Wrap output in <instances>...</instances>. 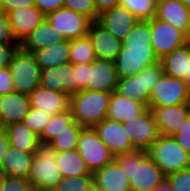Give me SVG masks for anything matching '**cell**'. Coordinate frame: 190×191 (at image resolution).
Segmentation results:
<instances>
[{
  "label": "cell",
  "mask_w": 190,
  "mask_h": 191,
  "mask_svg": "<svg viewBox=\"0 0 190 191\" xmlns=\"http://www.w3.org/2000/svg\"><path fill=\"white\" fill-rule=\"evenodd\" d=\"M151 20L139 21L122 41L115 66L119 79L138 74L142 69L157 62L152 44Z\"/></svg>",
  "instance_id": "obj_1"
},
{
  "label": "cell",
  "mask_w": 190,
  "mask_h": 191,
  "mask_svg": "<svg viewBox=\"0 0 190 191\" xmlns=\"http://www.w3.org/2000/svg\"><path fill=\"white\" fill-rule=\"evenodd\" d=\"M114 160L130 179L131 191H154L165 177L146 150H134Z\"/></svg>",
  "instance_id": "obj_2"
},
{
  "label": "cell",
  "mask_w": 190,
  "mask_h": 191,
  "mask_svg": "<svg viewBox=\"0 0 190 191\" xmlns=\"http://www.w3.org/2000/svg\"><path fill=\"white\" fill-rule=\"evenodd\" d=\"M112 92L81 90L70 97L73 119L82 127H94L107 118Z\"/></svg>",
  "instance_id": "obj_3"
},
{
  "label": "cell",
  "mask_w": 190,
  "mask_h": 191,
  "mask_svg": "<svg viewBox=\"0 0 190 191\" xmlns=\"http://www.w3.org/2000/svg\"><path fill=\"white\" fill-rule=\"evenodd\" d=\"M57 151L49 144H40L33 156L28 180L35 191L54 190L61 181Z\"/></svg>",
  "instance_id": "obj_4"
},
{
  "label": "cell",
  "mask_w": 190,
  "mask_h": 191,
  "mask_svg": "<svg viewBox=\"0 0 190 191\" xmlns=\"http://www.w3.org/2000/svg\"><path fill=\"white\" fill-rule=\"evenodd\" d=\"M147 152L165 176L190 167V154L174 137L159 135Z\"/></svg>",
  "instance_id": "obj_5"
},
{
  "label": "cell",
  "mask_w": 190,
  "mask_h": 191,
  "mask_svg": "<svg viewBox=\"0 0 190 191\" xmlns=\"http://www.w3.org/2000/svg\"><path fill=\"white\" fill-rule=\"evenodd\" d=\"M161 62L142 69L138 74L126 79H119L116 91L149 107L150 95L163 75Z\"/></svg>",
  "instance_id": "obj_6"
},
{
  "label": "cell",
  "mask_w": 190,
  "mask_h": 191,
  "mask_svg": "<svg viewBox=\"0 0 190 191\" xmlns=\"http://www.w3.org/2000/svg\"><path fill=\"white\" fill-rule=\"evenodd\" d=\"M14 91L29 95L40 85L42 68L33 53L19 48L8 65Z\"/></svg>",
  "instance_id": "obj_7"
},
{
  "label": "cell",
  "mask_w": 190,
  "mask_h": 191,
  "mask_svg": "<svg viewBox=\"0 0 190 191\" xmlns=\"http://www.w3.org/2000/svg\"><path fill=\"white\" fill-rule=\"evenodd\" d=\"M77 151L91 173L101 169L114 159V156L93 127L82 128L78 136Z\"/></svg>",
  "instance_id": "obj_8"
},
{
  "label": "cell",
  "mask_w": 190,
  "mask_h": 191,
  "mask_svg": "<svg viewBox=\"0 0 190 191\" xmlns=\"http://www.w3.org/2000/svg\"><path fill=\"white\" fill-rule=\"evenodd\" d=\"M190 103V87L181 79L163 74L150 95L149 107Z\"/></svg>",
  "instance_id": "obj_9"
},
{
  "label": "cell",
  "mask_w": 190,
  "mask_h": 191,
  "mask_svg": "<svg viewBox=\"0 0 190 191\" xmlns=\"http://www.w3.org/2000/svg\"><path fill=\"white\" fill-rule=\"evenodd\" d=\"M122 124L132 146L136 150L147 151L159 136L154 115L149 107L139 116Z\"/></svg>",
  "instance_id": "obj_10"
},
{
  "label": "cell",
  "mask_w": 190,
  "mask_h": 191,
  "mask_svg": "<svg viewBox=\"0 0 190 191\" xmlns=\"http://www.w3.org/2000/svg\"><path fill=\"white\" fill-rule=\"evenodd\" d=\"M46 19L57 33H61L68 40L87 35L92 22L86 16L64 7L48 14Z\"/></svg>",
  "instance_id": "obj_11"
},
{
  "label": "cell",
  "mask_w": 190,
  "mask_h": 191,
  "mask_svg": "<svg viewBox=\"0 0 190 191\" xmlns=\"http://www.w3.org/2000/svg\"><path fill=\"white\" fill-rule=\"evenodd\" d=\"M152 48L160 60L185 44V35L173 25L155 17L151 19Z\"/></svg>",
  "instance_id": "obj_12"
},
{
  "label": "cell",
  "mask_w": 190,
  "mask_h": 191,
  "mask_svg": "<svg viewBox=\"0 0 190 191\" xmlns=\"http://www.w3.org/2000/svg\"><path fill=\"white\" fill-rule=\"evenodd\" d=\"M40 86L65 93L68 97L78 93L76 71L72 63L42 68Z\"/></svg>",
  "instance_id": "obj_13"
},
{
  "label": "cell",
  "mask_w": 190,
  "mask_h": 191,
  "mask_svg": "<svg viewBox=\"0 0 190 191\" xmlns=\"http://www.w3.org/2000/svg\"><path fill=\"white\" fill-rule=\"evenodd\" d=\"M93 128L114 157L136 150L122 123L105 118Z\"/></svg>",
  "instance_id": "obj_14"
},
{
  "label": "cell",
  "mask_w": 190,
  "mask_h": 191,
  "mask_svg": "<svg viewBox=\"0 0 190 191\" xmlns=\"http://www.w3.org/2000/svg\"><path fill=\"white\" fill-rule=\"evenodd\" d=\"M152 110L159 135L173 137L190 117V103L167 107H149Z\"/></svg>",
  "instance_id": "obj_15"
},
{
  "label": "cell",
  "mask_w": 190,
  "mask_h": 191,
  "mask_svg": "<svg viewBox=\"0 0 190 191\" xmlns=\"http://www.w3.org/2000/svg\"><path fill=\"white\" fill-rule=\"evenodd\" d=\"M97 59L115 62L121 50L122 41L117 39L98 21L90 24L87 32Z\"/></svg>",
  "instance_id": "obj_16"
},
{
  "label": "cell",
  "mask_w": 190,
  "mask_h": 191,
  "mask_svg": "<svg viewBox=\"0 0 190 191\" xmlns=\"http://www.w3.org/2000/svg\"><path fill=\"white\" fill-rule=\"evenodd\" d=\"M118 80L115 62L96 58L88 63V90L114 92Z\"/></svg>",
  "instance_id": "obj_17"
},
{
  "label": "cell",
  "mask_w": 190,
  "mask_h": 191,
  "mask_svg": "<svg viewBox=\"0 0 190 191\" xmlns=\"http://www.w3.org/2000/svg\"><path fill=\"white\" fill-rule=\"evenodd\" d=\"M139 21L137 17L120 5L102 12L98 19L101 25L121 41Z\"/></svg>",
  "instance_id": "obj_18"
},
{
  "label": "cell",
  "mask_w": 190,
  "mask_h": 191,
  "mask_svg": "<svg viewBox=\"0 0 190 191\" xmlns=\"http://www.w3.org/2000/svg\"><path fill=\"white\" fill-rule=\"evenodd\" d=\"M7 15L19 43L46 19V15L37 6L18 8Z\"/></svg>",
  "instance_id": "obj_19"
},
{
  "label": "cell",
  "mask_w": 190,
  "mask_h": 191,
  "mask_svg": "<svg viewBox=\"0 0 190 191\" xmlns=\"http://www.w3.org/2000/svg\"><path fill=\"white\" fill-rule=\"evenodd\" d=\"M94 186L102 191H131L130 179L113 159L93 173Z\"/></svg>",
  "instance_id": "obj_20"
},
{
  "label": "cell",
  "mask_w": 190,
  "mask_h": 191,
  "mask_svg": "<svg viewBox=\"0 0 190 191\" xmlns=\"http://www.w3.org/2000/svg\"><path fill=\"white\" fill-rule=\"evenodd\" d=\"M30 108V97L15 91L0 96V120L4 126L22 123Z\"/></svg>",
  "instance_id": "obj_21"
},
{
  "label": "cell",
  "mask_w": 190,
  "mask_h": 191,
  "mask_svg": "<svg viewBox=\"0 0 190 191\" xmlns=\"http://www.w3.org/2000/svg\"><path fill=\"white\" fill-rule=\"evenodd\" d=\"M30 107L43 110L52 115L69 109L70 97L63 92L53 91L38 86L30 94Z\"/></svg>",
  "instance_id": "obj_22"
},
{
  "label": "cell",
  "mask_w": 190,
  "mask_h": 191,
  "mask_svg": "<svg viewBox=\"0 0 190 191\" xmlns=\"http://www.w3.org/2000/svg\"><path fill=\"white\" fill-rule=\"evenodd\" d=\"M155 18L170 23L186 35L190 24V11L180 0H163L157 3Z\"/></svg>",
  "instance_id": "obj_23"
},
{
  "label": "cell",
  "mask_w": 190,
  "mask_h": 191,
  "mask_svg": "<svg viewBox=\"0 0 190 191\" xmlns=\"http://www.w3.org/2000/svg\"><path fill=\"white\" fill-rule=\"evenodd\" d=\"M163 73L183 80L190 87V47L184 44L159 60Z\"/></svg>",
  "instance_id": "obj_24"
},
{
  "label": "cell",
  "mask_w": 190,
  "mask_h": 191,
  "mask_svg": "<svg viewBox=\"0 0 190 191\" xmlns=\"http://www.w3.org/2000/svg\"><path fill=\"white\" fill-rule=\"evenodd\" d=\"M65 40L61 33H57L47 19L39 24L28 36L20 42V48L33 53L36 50L57 44Z\"/></svg>",
  "instance_id": "obj_25"
},
{
  "label": "cell",
  "mask_w": 190,
  "mask_h": 191,
  "mask_svg": "<svg viewBox=\"0 0 190 191\" xmlns=\"http://www.w3.org/2000/svg\"><path fill=\"white\" fill-rule=\"evenodd\" d=\"M34 154L9 146L3 157L0 175L28 179Z\"/></svg>",
  "instance_id": "obj_26"
},
{
  "label": "cell",
  "mask_w": 190,
  "mask_h": 191,
  "mask_svg": "<svg viewBox=\"0 0 190 191\" xmlns=\"http://www.w3.org/2000/svg\"><path fill=\"white\" fill-rule=\"evenodd\" d=\"M148 107L131 98L119 94L116 90L112 92L108 107L107 118L120 123L139 116Z\"/></svg>",
  "instance_id": "obj_27"
},
{
  "label": "cell",
  "mask_w": 190,
  "mask_h": 191,
  "mask_svg": "<svg viewBox=\"0 0 190 191\" xmlns=\"http://www.w3.org/2000/svg\"><path fill=\"white\" fill-rule=\"evenodd\" d=\"M10 146L26 153H36L40 146L39 135L23 123H14L5 127Z\"/></svg>",
  "instance_id": "obj_28"
},
{
  "label": "cell",
  "mask_w": 190,
  "mask_h": 191,
  "mask_svg": "<svg viewBox=\"0 0 190 191\" xmlns=\"http://www.w3.org/2000/svg\"><path fill=\"white\" fill-rule=\"evenodd\" d=\"M41 68L57 67L70 62V40L65 39L57 44L33 52Z\"/></svg>",
  "instance_id": "obj_29"
},
{
  "label": "cell",
  "mask_w": 190,
  "mask_h": 191,
  "mask_svg": "<svg viewBox=\"0 0 190 191\" xmlns=\"http://www.w3.org/2000/svg\"><path fill=\"white\" fill-rule=\"evenodd\" d=\"M57 165L62 177L93 175L77 149L57 152Z\"/></svg>",
  "instance_id": "obj_30"
},
{
  "label": "cell",
  "mask_w": 190,
  "mask_h": 191,
  "mask_svg": "<svg viewBox=\"0 0 190 191\" xmlns=\"http://www.w3.org/2000/svg\"><path fill=\"white\" fill-rule=\"evenodd\" d=\"M74 121L71 109L51 116L43 132L39 135L40 143L49 144L65 127Z\"/></svg>",
  "instance_id": "obj_31"
},
{
  "label": "cell",
  "mask_w": 190,
  "mask_h": 191,
  "mask_svg": "<svg viewBox=\"0 0 190 191\" xmlns=\"http://www.w3.org/2000/svg\"><path fill=\"white\" fill-rule=\"evenodd\" d=\"M96 59L94 48L87 35L70 40V63L73 65L91 63Z\"/></svg>",
  "instance_id": "obj_32"
},
{
  "label": "cell",
  "mask_w": 190,
  "mask_h": 191,
  "mask_svg": "<svg viewBox=\"0 0 190 191\" xmlns=\"http://www.w3.org/2000/svg\"><path fill=\"white\" fill-rule=\"evenodd\" d=\"M82 126L75 120L65 127L49 145L57 152L71 151L77 149L78 136L82 130Z\"/></svg>",
  "instance_id": "obj_33"
},
{
  "label": "cell",
  "mask_w": 190,
  "mask_h": 191,
  "mask_svg": "<svg viewBox=\"0 0 190 191\" xmlns=\"http://www.w3.org/2000/svg\"><path fill=\"white\" fill-rule=\"evenodd\" d=\"M156 0H120L119 5L125 7L140 21H149L156 16Z\"/></svg>",
  "instance_id": "obj_34"
},
{
  "label": "cell",
  "mask_w": 190,
  "mask_h": 191,
  "mask_svg": "<svg viewBox=\"0 0 190 191\" xmlns=\"http://www.w3.org/2000/svg\"><path fill=\"white\" fill-rule=\"evenodd\" d=\"M94 187L93 175L62 177L55 191H90Z\"/></svg>",
  "instance_id": "obj_35"
},
{
  "label": "cell",
  "mask_w": 190,
  "mask_h": 191,
  "mask_svg": "<svg viewBox=\"0 0 190 191\" xmlns=\"http://www.w3.org/2000/svg\"><path fill=\"white\" fill-rule=\"evenodd\" d=\"M51 116V113H46L42 109L39 110L30 107L22 123L26 125L30 130L40 135L49 122Z\"/></svg>",
  "instance_id": "obj_36"
},
{
  "label": "cell",
  "mask_w": 190,
  "mask_h": 191,
  "mask_svg": "<svg viewBox=\"0 0 190 191\" xmlns=\"http://www.w3.org/2000/svg\"><path fill=\"white\" fill-rule=\"evenodd\" d=\"M63 7L86 16L92 22L99 19L100 14L97 12L94 0H64Z\"/></svg>",
  "instance_id": "obj_37"
},
{
  "label": "cell",
  "mask_w": 190,
  "mask_h": 191,
  "mask_svg": "<svg viewBox=\"0 0 190 191\" xmlns=\"http://www.w3.org/2000/svg\"><path fill=\"white\" fill-rule=\"evenodd\" d=\"M0 191H35V189L28 179L0 175Z\"/></svg>",
  "instance_id": "obj_38"
},
{
  "label": "cell",
  "mask_w": 190,
  "mask_h": 191,
  "mask_svg": "<svg viewBox=\"0 0 190 191\" xmlns=\"http://www.w3.org/2000/svg\"><path fill=\"white\" fill-rule=\"evenodd\" d=\"M173 191H190V167L165 176Z\"/></svg>",
  "instance_id": "obj_39"
},
{
  "label": "cell",
  "mask_w": 190,
  "mask_h": 191,
  "mask_svg": "<svg viewBox=\"0 0 190 191\" xmlns=\"http://www.w3.org/2000/svg\"><path fill=\"white\" fill-rule=\"evenodd\" d=\"M0 43L20 44L13 33L12 27L9 23L8 15L2 10H0Z\"/></svg>",
  "instance_id": "obj_40"
},
{
  "label": "cell",
  "mask_w": 190,
  "mask_h": 191,
  "mask_svg": "<svg viewBox=\"0 0 190 191\" xmlns=\"http://www.w3.org/2000/svg\"><path fill=\"white\" fill-rule=\"evenodd\" d=\"M173 137L190 154V117L181 125L179 132Z\"/></svg>",
  "instance_id": "obj_41"
},
{
  "label": "cell",
  "mask_w": 190,
  "mask_h": 191,
  "mask_svg": "<svg viewBox=\"0 0 190 191\" xmlns=\"http://www.w3.org/2000/svg\"><path fill=\"white\" fill-rule=\"evenodd\" d=\"M19 48L20 44L0 43V67H8Z\"/></svg>",
  "instance_id": "obj_42"
},
{
  "label": "cell",
  "mask_w": 190,
  "mask_h": 191,
  "mask_svg": "<svg viewBox=\"0 0 190 191\" xmlns=\"http://www.w3.org/2000/svg\"><path fill=\"white\" fill-rule=\"evenodd\" d=\"M13 91L14 84L8 67H0V96Z\"/></svg>",
  "instance_id": "obj_43"
},
{
  "label": "cell",
  "mask_w": 190,
  "mask_h": 191,
  "mask_svg": "<svg viewBox=\"0 0 190 191\" xmlns=\"http://www.w3.org/2000/svg\"><path fill=\"white\" fill-rule=\"evenodd\" d=\"M76 71V80L78 81V92L88 89V63L73 65Z\"/></svg>",
  "instance_id": "obj_44"
},
{
  "label": "cell",
  "mask_w": 190,
  "mask_h": 191,
  "mask_svg": "<svg viewBox=\"0 0 190 191\" xmlns=\"http://www.w3.org/2000/svg\"><path fill=\"white\" fill-rule=\"evenodd\" d=\"M64 0H35L37 6L46 16L63 7Z\"/></svg>",
  "instance_id": "obj_45"
},
{
  "label": "cell",
  "mask_w": 190,
  "mask_h": 191,
  "mask_svg": "<svg viewBox=\"0 0 190 191\" xmlns=\"http://www.w3.org/2000/svg\"><path fill=\"white\" fill-rule=\"evenodd\" d=\"M35 6V0H3L2 11L8 14L18 8Z\"/></svg>",
  "instance_id": "obj_46"
},
{
  "label": "cell",
  "mask_w": 190,
  "mask_h": 191,
  "mask_svg": "<svg viewBox=\"0 0 190 191\" xmlns=\"http://www.w3.org/2000/svg\"><path fill=\"white\" fill-rule=\"evenodd\" d=\"M94 3L97 12L101 14L102 12L119 5L120 0H94Z\"/></svg>",
  "instance_id": "obj_47"
},
{
  "label": "cell",
  "mask_w": 190,
  "mask_h": 191,
  "mask_svg": "<svg viewBox=\"0 0 190 191\" xmlns=\"http://www.w3.org/2000/svg\"><path fill=\"white\" fill-rule=\"evenodd\" d=\"M10 146L7 135L4 133L0 136V169L3 163V157L7 152L8 147Z\"/></svg>",
  "instance_id": "obj_48"
},
{
  "label": "cell",
  "mask_w": 190,
  "mask_h": 191,
  "mask_svg": "<svg viewBox=\"0 0 190 191\" xmlns=\"http://www.w3.org/2000/svg\"><path fill=\"white\" fill-rule=\"evenodd\" d=\"M154 191H173L169 180L164 177V179L155 187Z\"/></svg>",
  "instance_id": "obj_49"
},
{
  "label": "cell",
  "mask_w": 190,
  "mask_h": 191,
  "mask_svg": "<svg viewBox=\"0 0 190 191\" xmlns=\"http://www.w3.org/2000/svg\"><path fill=\"white\" fill-rule=\"evenodd\" d=\"M185 44H187L190 47V24H189L188 31L185 35Z\"/></svg>",
  "instance_id": "obj_50"
},
{
  "label": "cell",
  "mask_w": 190,
  "mask_h": 191,
  "mask_svg": "<svg viewBox=\"0 0 190 191\" xmlns=\"http://www.w3.org/2000/svg\"><path fill=\"white\" fill-rule=\"evenodd\" d=\"M5 133V126L3 122L0 120V136H2Z\"/></svg>",
  "instance_id": "obj_51"
},
{
  "label": "cell",
  "mask_w": 190,
  "mask_h": 191,
  "mask_svg": "<svg viewBox=\"0 0 190 191\" xmlns=\"http://www.w3.org/2000/svg\"><path fill=\"white\" fill-rule=\"evenodd\" d=\"M182 1L188 8V10L190 11V0H180Z\"/></svg>",
  "instance_id": "obj_52"
},
{
  "label": "cell",
  "mask_w": 190,
  "mask_h": 191,
  "mask_svg": "<svg viewBox=\"0 0 190 191\" xmlns=\"http://www.w3.org/2000/svg\"><path fill=\"white\" fill-rule=\"evenodd\" d=\"M90 191H102V190H100V189H98V188H96V187L94 186Z\"/></svg>",
  "instance_id": "obj_53"
},
{
  "label": "cell",
  "mask_w": 190,
  "mask_h": 191,
  "mask_svg": "<svg viewBox=\"0 0 190 191\" xmlns=\"http://www.w3.org/2000/svg\"><path fill=\"white\" fill-rule=\"evenodd\" d=\"M2 3H3V0H0V10H2Z\"/></svg>",
  "instance_id": "obj_54"
}]
</instances>
